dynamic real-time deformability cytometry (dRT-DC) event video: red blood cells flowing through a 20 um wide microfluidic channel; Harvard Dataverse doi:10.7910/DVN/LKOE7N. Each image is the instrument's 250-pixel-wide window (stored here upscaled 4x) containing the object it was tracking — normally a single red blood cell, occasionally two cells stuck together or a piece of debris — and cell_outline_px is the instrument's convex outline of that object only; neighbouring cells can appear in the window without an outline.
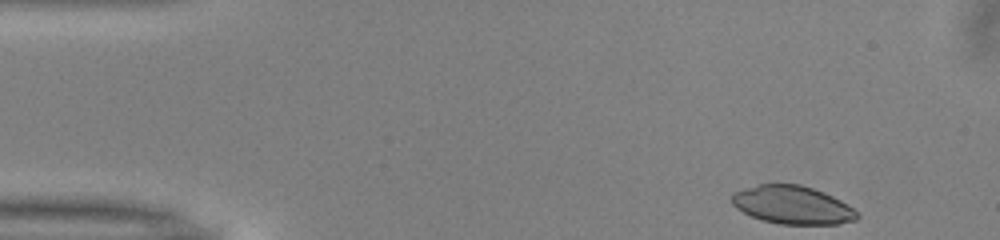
{"species": "common noctule bat (a hibernating species)", "species_latin": "Nyctalus noctula", "temperature_condition": "warm", "stored_images_in_passage": 47, "camera_frame_rate_fps": 3000, "um_per_image_px": 0.085, "animal": {"sex": "male", "body_mass_g": 13.0, "forearm_length_mm": 53.1}, "frame": {"image": 1, "passage_image": 1, "time_ms": 0.0, "image_size_px": [1000, 240], "cell_outline_px": [[860, 216], [856, 220], [840, 224], [780, 224], [764, 220], [752, 216], [736, 208], [732, 204], [732, 192], [744, 188], [760, 184], [800, 184], [824, 192], [840, 200], [852, 208]], "centroid_in_image_um": [67.35, 17.42], "position_along_channel_um": 17.6, "area_um2": 27.74}}
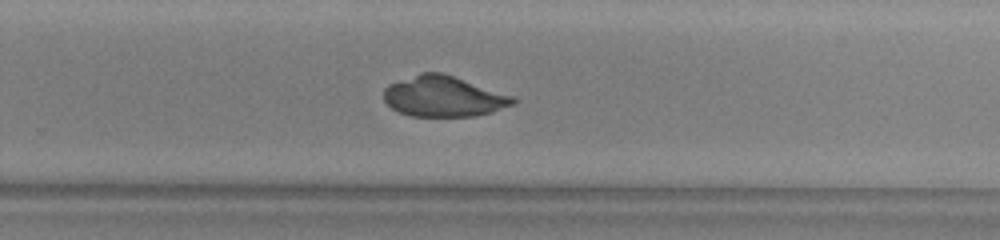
{"frame": {"image": 2, "passage_image": 29, "time_ms": 9.333, "image_size_px": [1000, 240], "cell_outline_px": [[516, 104], [492, 112], [476, 116], [412, 116], [400, 112], [392, 108], [384, 100], [384, 88], [388, 84], [420, 72], [440, 72], [516, 96]], "centroid_in_image_um": [37.73, 8.19], "position_along_channel_um": 292.1, "area_um2": 30.75}}
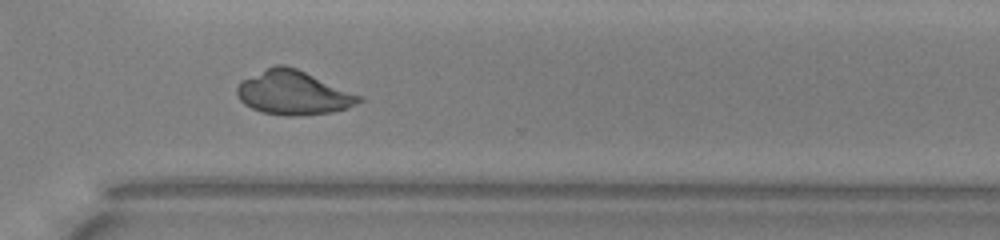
{"frame": {"image": 3, "passage_image": 33, "time_ms": 10.667, "image_size_px": [1000, 240], "cell_outline_px": [[364, 100], [348, 108], [332, 112], [296, 116], [284, 116], [260, 112], [244, 104], [240, 100], [236, 92], [236, 88], [244, 80], [276, 64], [284, 64], [296, 68], [364, 96]], "centroid_in_image_um": [24.98, 7.9], "position_along_channel_um": 345.6, "area_um2": 31.21}}